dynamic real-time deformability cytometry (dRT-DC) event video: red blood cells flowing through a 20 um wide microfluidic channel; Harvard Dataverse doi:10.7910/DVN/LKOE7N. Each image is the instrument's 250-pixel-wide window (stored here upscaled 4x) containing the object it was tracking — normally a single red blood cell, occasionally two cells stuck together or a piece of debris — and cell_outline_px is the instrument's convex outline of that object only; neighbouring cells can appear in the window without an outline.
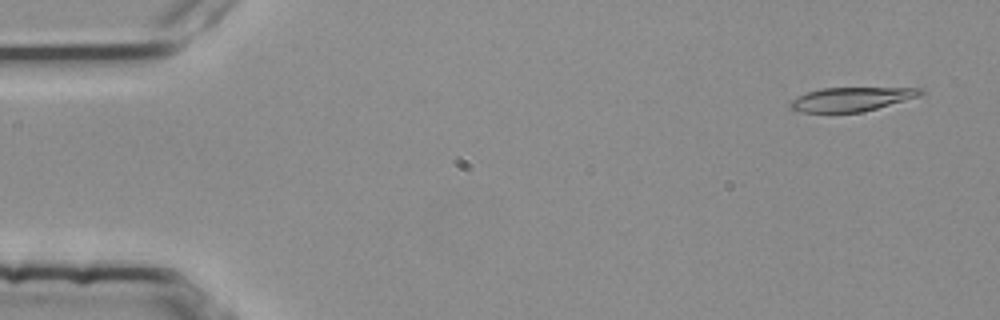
{"species": "common noctule bat (a hibernating species)", "species_latin": "Nyctalus noctula", "temperature_condition": "room temperature", "stored_images_in_passage": 54, "camera_frame_rate_fps": 3000, "um_per_image_px": 0.085, "animal": {"sex": "female", "body_mass_g": 25.1}, "frame": {"image": 1, "passage_image": 3, "time_ms": 0.667, "image_size_px": [1000, 320], "cell_outline_px": [[924, 92], [916, 96], [904, 100], [876, 108], [860, 112], [800, 112], [788, 108], [788, 104], [792, 100], [808, 92], [820, 88], [924, 88]], "centroid_in_image_um": [72.3, 8.43], "position_along_channel_um": 12.7, "area_um2": 17.8}}
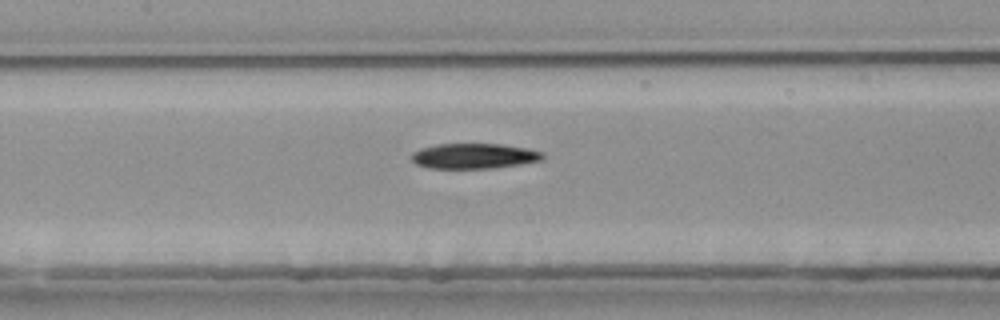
{"frame": {"image": 2, "passage_image": 25, "time_ms": 8.0, "image_size_px": [1000, 320], "cell_outline_px": [[544, 160], [520, 164], [492, 168], [428, 168], [416, 164], [412, 160], [412, 152], [420, 148], [436, 144], [504, 144], [544, 152]], "centroid_in_image_um": [40.29, 13.26], "position_along_channel_um": 167.1, "area_um2": 19.36}}
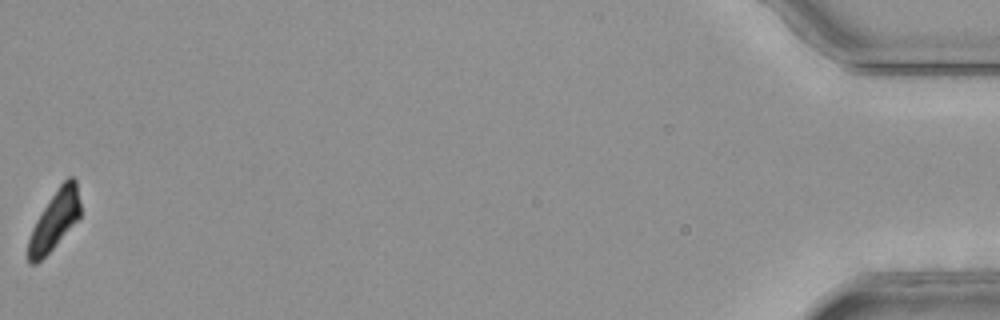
{"frame": {"image": 3, "passage_image": 54, "time_ms": 17.667, "image_size_px": [1000, 320], "cell_outline_px": [[80, 216], [52, 248], [36, 264], [32, 264], [28, 260], [28, 240], [32, 228], [36, 220], [60, 184], [68, 176], [72, 176], [76, 180], [80, 204]], "centroid_in_image_um": [4.63, 18.7], "position_along_channel_um": 430.6, "area_um2": 17.28}, "authors_computed_cell_mechanics": {"area_um2": 19.4786, "velocity_mm_per_s": 3.7869, "shape_relaxation_time_tau1_ms": 9.8813, "shape_relaxation_time_tau2_ms": null, "deformation_change_tau1": 0.2329, "deformation_change_tau2": null}}